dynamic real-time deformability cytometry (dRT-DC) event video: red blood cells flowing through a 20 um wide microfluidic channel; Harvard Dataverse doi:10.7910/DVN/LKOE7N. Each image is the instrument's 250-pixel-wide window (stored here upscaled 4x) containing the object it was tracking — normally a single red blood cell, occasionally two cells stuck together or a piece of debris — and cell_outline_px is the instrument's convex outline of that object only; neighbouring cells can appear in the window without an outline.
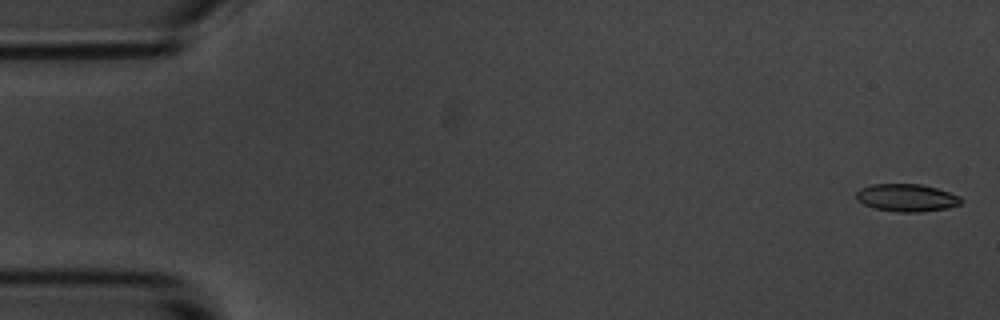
{"species": "common noctule bat (a hibernating species)", "species_latin": "Nyctalus noctula", "temperature_condition": "room temperature", "stored_images_in_passage": 57, "camera_frame_rate_fps": 3000, "um_per_image_px": 0.085, "animal": {"sex": "male", "body_mass_g": 20.1, "forearm_length_mm": 53.5}, "frame": {"image": 1, "passage_image": 2, "time_ms": 0.333, "image_size_px": [1000, 320], "cell_outline_px": [[964, 200], [960, 204], [948, 208], [920, 212], [896, 212], [876, 208], [864, 204], [856, 200], [856, 192], [860, 188], [872, 184], [920, 184], [936, 188], [960, 196]], "centroid_in_image_um": [77.07, 16.81], "position_along_channel_um": 7.9, "area_um2": 16.88}}
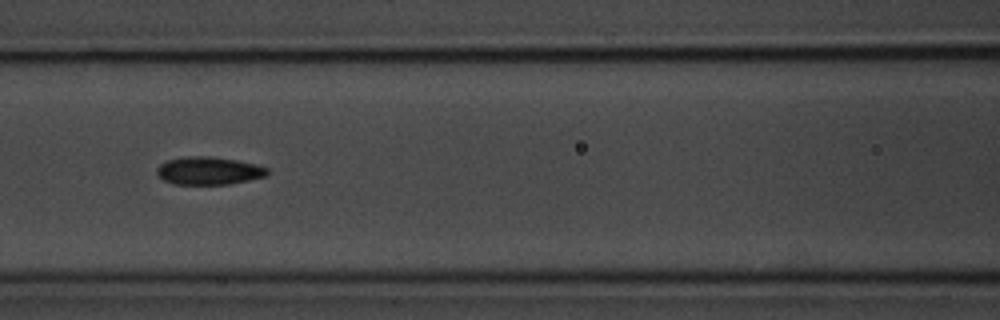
{"frame": {"image": 2, "passage_image": 25, "time_ms": 8.0, "image_size_px": [1000, 320], "cell_outline_px": [[268, 176], [228, 184], [172, 184], [164, 180], [156, 172], [156, 168], [160, 164], [168, 160], [184, 156], [208, 156], [236, 160], [256, 164], [268, 168]], "centroid_in_image_um": [17.74, 14.51], "position_along_channel_um": 148.9, "area_um2": 17.92}}
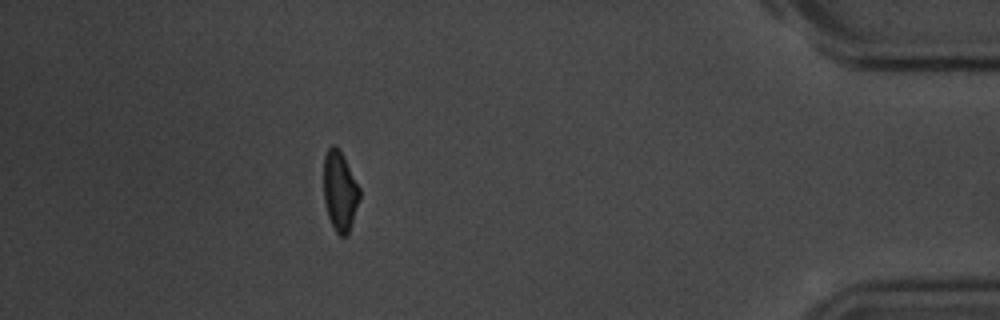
{"frame": {"image": 3, "passage_image": 51, "time_ms": 16.667, "image_size_px": [1000, 320], "cell_outline_px": [[360, 196], [348, 232], [344, 236], [340, 236], [336, 232], [328, 216], [324, 200], [324, 156], [328, 148], [332, 144], [340, 152], [360, 188]], "centroid_in_image_um": [28.87, 16.25], "position_along_channel_um": 406.3, "area_um2": 16.13}, "authors_computed_cell_mechanics": {"area_um2": 17.3978, "velocity_mm_per_s": 3.5616, "shape_relaxation_time_tau1_ms": 3.3191, "shape_relaxation_time_tau2_ms": 4.8906, "deformation_change_tau1": 0.1207, "deformation_change_tau2": 0.0913}}